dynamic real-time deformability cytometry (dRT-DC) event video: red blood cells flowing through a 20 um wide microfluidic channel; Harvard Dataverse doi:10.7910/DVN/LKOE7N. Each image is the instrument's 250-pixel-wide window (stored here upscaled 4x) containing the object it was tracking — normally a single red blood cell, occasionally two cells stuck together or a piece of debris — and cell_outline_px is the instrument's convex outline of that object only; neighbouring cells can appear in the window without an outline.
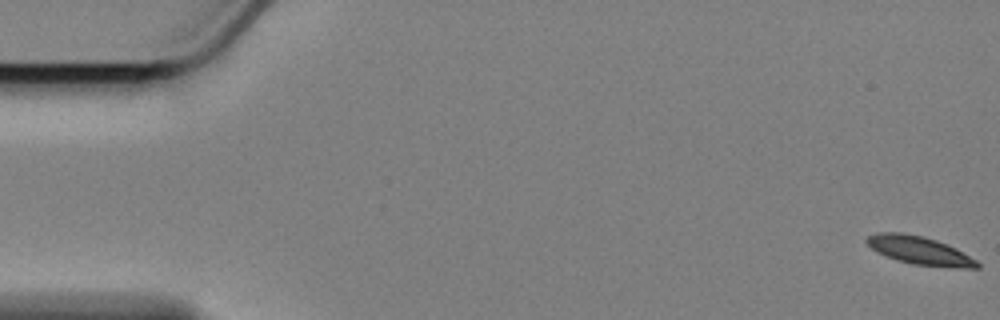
{"species": "Egyptian fruit bat (a non-hibernating species)", "species_latin": "Rousettus aegyptiacus", "temperature_condition": "cold", "stored_images_in_passage": 14, "camera_frame_rate_fps": 3000, "um_per_image_px": 0.085, "animal": {"sex": "female"}, "frame": {"image": 1, "passage_image": 1, "time_ms": 0.0, "image_size_px": [1000, 320], "cell_outline_px": [[980, 268], [960, 268], [912, 264], [888, 256], [872, 248], [864, 240], [868, 236], [880, 232], [900, 232], [924, 236], [936, 240], [956, 248], [976, 260], [980, 264]], "centroid_in_image_um": [78.2, 21.28], "position_along_channel_um": 6.8, "area_um2": 17.86}}